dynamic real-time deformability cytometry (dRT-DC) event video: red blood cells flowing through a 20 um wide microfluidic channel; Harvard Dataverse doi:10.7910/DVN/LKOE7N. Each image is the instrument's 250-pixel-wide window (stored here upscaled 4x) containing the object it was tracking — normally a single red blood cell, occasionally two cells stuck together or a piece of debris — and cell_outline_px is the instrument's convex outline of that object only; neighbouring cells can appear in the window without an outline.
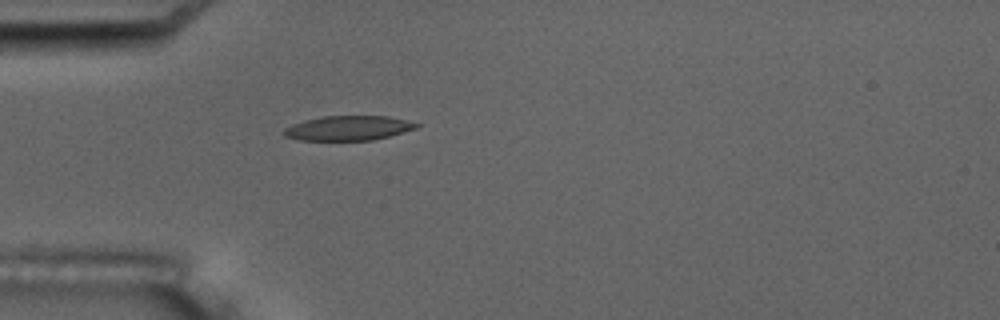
{"species": "common noctule bat (a hibernating species)", "species_latin": "Nyctalus noctula", "temperature_condition": "room temperature", "stored_images_in_passage": 5, "camera_frame_rate_fps": 3000, "um_per_image_px": 0.085, "animal": {"sex": "male", "body_mass_g": 17.5, "forearm_length_mm": 52.3}, "frame": {"image": 1, "passage_image": 5, "time_ms": 4.333, "image_size_px": [1000, 320], "cell_outline_px": [[420, 124], [416, 128], [388, 136], [372, 140], [300, 140], [284, 136], [280, 132], [284, 128], [292, 124], [304, 120], [324, 116], [388, 116]], "centroid_in_image_um": [29.53, 10.89], "position_along_channel_um": 55.5, "area_um2": 18.9}}